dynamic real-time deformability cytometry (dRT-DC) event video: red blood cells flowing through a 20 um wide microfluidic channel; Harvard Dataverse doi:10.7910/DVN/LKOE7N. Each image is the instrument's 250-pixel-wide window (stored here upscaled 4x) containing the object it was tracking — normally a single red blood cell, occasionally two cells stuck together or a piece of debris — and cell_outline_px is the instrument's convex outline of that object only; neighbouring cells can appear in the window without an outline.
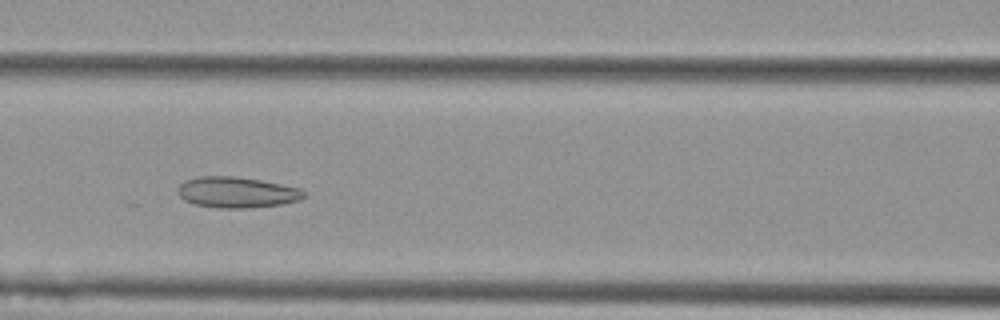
{"species": "Egyptian fruit bat (a non-hibernating species)", "species_latin": "Rousettus aegyptiacus", "temperature_condition": "cold", "stored_images_in_passage": 8, "camera_frame_rate_fps": 3000, "um_per_image_px": 0.085, "animal": {"sex": "female"}, "frame": {"image": 1, "passage_image": 6, "time_ms": 1.667, "image_size_px": [1000, 320], "cell_outline_px": [[304, 196], [300, 200], [280, 204], [252, 208], [220, 208], [196, 204], [184, 200], [180, 196], [176, 188], [184, 180], [200, 176], [232, 176], [260, 180], [300, 188], [304, 192]], "centroid_in_image_um": [20.1, 16.34], "position_along_channel_um": 146.5, "area_um2": 22.6}}
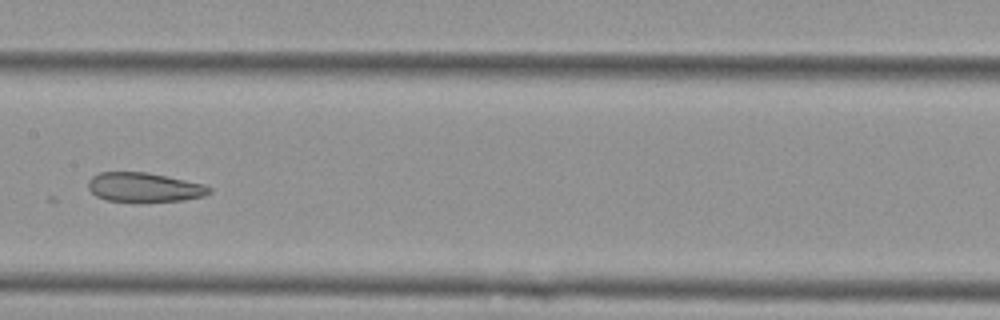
{"frame": {"image": 2, "passage_image": 7, "time_ms": 2.0, "image_size_px": [1000, 320], "cell_outline_px": [[212, 192], [204, 196], [184, 200], [104, 200], [96, 196], [88, 188], [88, 180], [92, 176], [100, 172], [148, 172], [204, 184], [212, 188]], "centroid_in_image_um": [12.26, 15.89], "position_along_channel_um": 195.1, "area_um2": 20.35}}
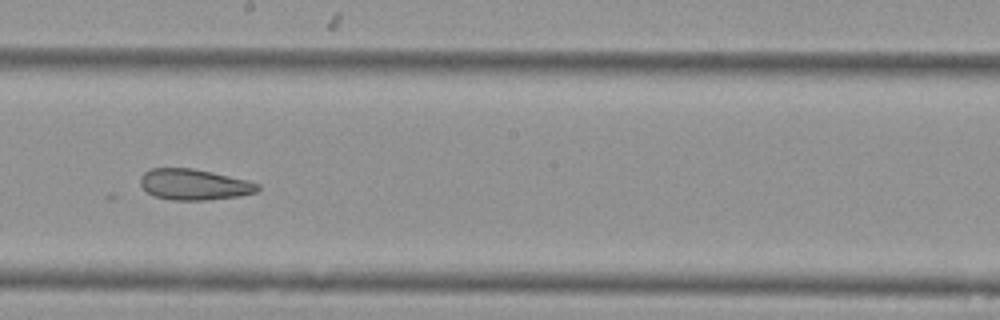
{"frame": {"image": 3, "passage_image": 8, "time_ms": 2.333, "image_size_px": [1000, 320], "cell_outline_px": [[260, 188], [256, 192], [240, 196], [208, 200], [168, 200], [152, 196], [140, 184], [140, 176], [144, 172], [152, 168], [192, 168], [212, 172], [248, 180], [260, 184]], "centroid_in_image_um": [16.5, 15.69], "position_along_channel_um": 231.7, "area_um2": 21.33}}